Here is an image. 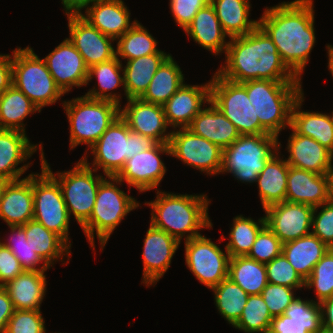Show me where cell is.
Instances as JSON below:
<instances>
[{"mask_svg": "<svg viewBox=\"0 0 333 333\" xmlns=\"http://www.w3.org/2000/svg\"><path fill=\"white\" fill-rule=\"evenodd\" d=\"M313 0H294L266 7L258 26L277 47L286 66L302 80L316 42Z\"/></svg>", "mask_w": 333, "mask_h": 333, "instance_id": "obj_1", "label": "cell"}, {"mask_svg": "<svg viewBox=\"0 0 333 333\" xmlns=\"http://www.w3.org/2000/svg\"><path fill=\"white\" fill-rule=\"evenodd\" d=\"M225 64L217 73L231 82L249 80L301 81L282 61L277 47L257 26L243 36L229 38Z\"/></svg>", "mask_w": 333, "mask_h": 333, "instance_id": "obj_2", "label": "cell"}, {"mask_svg": "<svg viewBox=\"0 0 333 333\" xmlns=\"http://www.w3.org/2000/svg\"><path fill=\"white\" fill-rule=\"evenodd\" d=\"M157 196L145 202L152 209L150 224L165 231L181 243L198 237V230L212 228L208 216L210 200L207 195L166 193L157 189ZM187 233V234H186Z\"/></svg>", "mask_w": 333, "mask_h": 333, "instance_id": "obj_3", "label": "cell"}, {"mask_svg": "<svg viewBox=\"0 0 333 333\" xmlns=\"http://www.w3.org/2000/svg\"><path fill=\"white\" fill-rule=\"evenodd\" d=\"M301 81L249 80L240 83L254 106L260 125L279 137L290 127L294 102L303 94Z\"/></svg>", "mask_w": 333, "mask_h": 333, "instance_id": "obj_4", "label": "cell"}, {"mask_svg": "<svg viewBox=\"0 0 333 333\" xmlns=\"http://www.w3.org/2000/svg\"><path fill=\"white\" fill-rule=\"evenodd\" d=\"M107 178L101 181L91 216L81 227L93 250L95 235L99 239L100 250H103L124 217L126 218L130 211L141 205L135 198L118 188L117 184L121 185L122 182L116 176H107Z\"/></svg>", "mask_w": 333, "mask_h": 333, "instance_id": "obj_5", "label": "cell"}, {"mask_svg": "<svg viewBox=\"0 0 333 333\" xmlns=\"http://www.w3.org/2000/svg\"><path fill=\"white\" fill-rule=\"evenodd\" d=\"M156 143L151 137L129 129L119 116L90 147L91 154L94 155L90 168L95 171L102 168L106 177L116 176L127 159L152 148Z\"/></svg>", "mask_w": 333, "mask_h": 333, "instance_id": "obj_6", "label": "cell"}, {"mask_svg": "<svg viewBox=\"0 0 333 333\" xmlns=\"http://www.w3.org/2000/svg\"><path fill=\"white\" fill-rule=\"evenodd\" d=\"M70 126V149L86 144L92 147L107 128L120 116V106L86 96L62 103Z\"/></svg>", "mask_w": 333, "mask_h": 333, "instance_id": "obj_7", "label": "cell"}, {"mask_svg": "<svg viewBox=\"0 0 333 333\" xmlns=\"http://www.w3.org/2000/svg\"><path fill=\"white\" fill-rule=\"evenodd\" d=\"M272 134L240 135L223 149L220 173H231L243 183H256L258 174L280 150L281 143Z\"/></svg>", "mask_w": 333, "mask_h": 333, "instance_id": "obj_8", "label": "cell"}, {"mask_svg": "<svg viewBox=\"0 0 333 333\" xmlns=\"http://www.w3.org/2000/svg\"><path fill=\"white\" fill-rule=\"evenodd\" d=\"M12 85L40 110L61 99L64 93L56 85L45 60L33 48H16L12 53Z\"/></svg>", "mask_w": 333, "mask_h": 333, "instance_id": "obj_9", "label": "cell"}, {"mask_svg": "<svg viewBox=\"0 0 333 333\" xmlns=\"http://www.w3.org/2000/svg\"><path fill=\"white\" fill-rule=\"evenodd\" d=\"M87 157L84 154L73 169L57 174H53L44 156L41 159V166L58 182L61 188L69 216L73 214L81 227L91 216L99 185L105 178L93 174L97 171L90 168L91 163L88 162Z\"/></svg>", "mask_w": 333, "mask_h": 333, "instance_id": "obj_10", "label": "cell"}, {"mask_svg": "<svg viewBox=\"0 0 333 333\" xmlns=\"http://www.w3.org/2000/svg\"><path fill=\"white\" fill-rule=\"evenodd\" d=\"M210 100L236 127L240 135L269 134L259 122L246 89L221 77L217 72L210 80Z\"/></svg>", "mask_w": 333, "mask_h": 333, "instance_id": "obj_11", "label": "cell"}, {"mask_svg": "<svg viewBox=\"0 0 333 333\" xmlns=\"http://www.w3.org/2000/svg\"><path fill=\"white\" fill-rule=\"evenodd\" d=\"M34 196L33 219L59 235L70 247V216L58 182L41 166V173L32 172ZM69 239V240H68Z\"/></svg>", "mask_w": 333, "mask_h": 333, "instance_id": "obj_12", "label": "cell"}, {"mask_svg": "<svg viewBox=\"0 0 333 333\" xmlns=\"http://www.w3.org/2000/svg\"><path fill=\"white\" fill-rule=\"evenodd\" d=\"M229 260L228 251L223 252L205 235L185 241L187 268L210 289L228 277Z\"/></svg>", "mask_w": 333, "mask_h": 333, "instance_id": "obj_13", "label": "cell"}, {"mask_svg": "<svg viewBox=\"0 0 333 333\" xmlns=\"http://www.w3.org/2000/svg\"><path fill=\"white\" fill-rule=\"evenodd\" d=\"M176 130V131H175ZM172 131L170 155L208 175L220 174L223 150L188 128Z\"/></svg>", "mask_w": 333, "mask_h": 333, "instance_id": "obj_14", "label": "cell"}, {"mask_svg": "<svg viewBox=\"0 0 333 333\" xmlns=\"http://www.w3.org/2000/svg\"><path fill=\"white\" fill-rule=\"evenodd\" d=\"M161 153L170 155L169 143H156L152 148L127 159L116 177L139 192L157 188L167 171L160 158Z\"/></svg>", "mask_w": 333, "mask_h": 333, "instance_id": "obj_15", "label": "cell"}, {"mask_svg": "<svg viewBox=\"0 0 333 333\" xmlns=\"http://www.w3.org/2000/svg\"><path fill=\"white\" fill-rule=\"evenodd\" d=\"M264 211L266 225L282 244L311 233L314 211L312 206L285 200L267 207Z\"/></svg>", "mask_w": 333, "mask_h": 333, "instance_id": "obj_16", "label": "cell"}, {"mask_svg": "<svg viewBox=\"0 0 333 333\" xmlns=\"http://www.w3.org/2000/svg\"><path fill=\"white\" fill-rule=\"evenodd\" d=\"M67 19L70 34L68 39L88 68L116 57V49L112 44L115 39L101 33L81 15H67Z\"/></svg>", "mask_w": 333, "mask_h": 333, "instance_id": "obj_17", "label": "cell"}, {"mask_svg": "<svg viewBox=\"0 0 333 333\" xmlns=\"http://www.w3.org/2000/svg\"><path fill=\"white\" fill-rule=\"evenodd\" d=\"M56 85L66 94L75 87L87 84L88 67L83 57L69 41L64 39L44 58Z\"/></svg>", "mask_w": 333, "mask_h": 333, "instance_id": "obj_18", "label": "cell"}, {"mask_svg": "<svg viewBox=\"0 0 333 333\" xmlns=\"http://www.w3.org/2000/svg\"><path fill=\"white\" fill-rule=\"evenodd\" d=\"M143 243L142 283L149 287L156 284L169 269L180 242L150 224Z\"/></svg>", "mask_w": 333, "mask_h": 333, "instance_id": "obj_19", "label": "cell"}, {"mask_svg": "<svg viewBox=\"0 0 333 333\" xmlns=\"http://www.w3.org/2000/svg\"><path fill=\"white\" fill-rule=\"evenodd\" d=\"M120 117L129 129L151 137L157 143H169L172 131L169 128L163 105L147 103L140 98H129L124 108H120Z\"/></svg>", "mask_w": 333, "mask_h": 333, "instance_id": "obj_20", "label": "cell"}, {"mask_svg": "<svg viewBox=\"0 0 333 333\" xmlns=\"http://www.w3.org/2000/svg\"><path fill=\"white\" fill-rule=\"evenodd\" d=\"M38 148L42 159V144H31L26 133L21 131L0 129V177L9 181L20 180L31 163L18 165L29 159Z\"/></svg>", "mask_w": 333, "mask_h": 333, "instance_id": "obj_21", "label": "cell"}, {"mask_svg": "<svg viewBox=\"0 0 333 333\" xmlns=\"http://www.w3.org/2000/svg\"><path fill=\"white\" fill-rule=\"evenodd\" d=\"M332 199L330 174L289 166L286 201L318 207Z\"/></svg>", "mask_w": 333, "mask_h": 333, "instance_id": "obj_22", "label": "cell"}, {"mask_svg": "<svg viewBox=\"0 0 333 333\" xmlns=\"http://www.w3.org/2000/svg\"><path fill=\"white\" fill-rule=\"evenodd\" d=\"M210 102V81L205 84H183L163 105L169 127L188 128L193 118Z\"/></svg>", "mask_w": 333, "mask_h": 333, "instance_id": "obj_23", "label": "cell"}, {"mask_svg": "<svg viewBox=\"0 0 333 333\" xmlns=\"http://www.w3.org/2000/svg\"><path fill=\"white\" fill-rule=\"evenodd\" d=\"M85 9V14L80 15L101 33L115 40L137 22L130 23V11L123 0H91Z\"/></svg>", "mask_w": 333, "mask_h": 333, "instance_id": "obj_24", "label": "cell"}, {"mask_svg": "<svg viewBox=\"0 0 333 333\" xmlns=\"http://www.w3.org/2000/svg\"><path fill=\"white\" fill-rule=\"evenodd\" d=\"M321 328L319 303L295 297L282 315L273 317L268 333H315Z\"/></svg>", "mask_w": 333, "mask_h": 333, "instance_id": "obj_25", "label": "cell"}, {"mask_svg": "<svg viewBox=\"0 0 333 333\" xmlns=\"http://www.w3.org/2000/svg\"><path fill=\"white\" fill-rule=\"evenodd\" d=\"M285 159L289 166L317 174H330L333 167V154L311 137L297 134L292 130Z\"/></svg>", "mask_w": 333, "mask_h": 333, "instance_id": "obj_26", "label": "cell"}, {"mask_svg": "<svg viewBox=\"0 0 333 333\" xmlns=\"http://www.w3.org/2000/svg\"><path fill=\"white\" fill-rule=\"evenodd\" d=\"M34 196L32 173L16 181H10L0 199V218L8 226H22L33 219Z\"/></svg>", "mask_w": 333, "mask_h": 333, "instance_id": "obj_27", "label": "cell"}, {"mask_svg": "<svg viewBox=\"0 0 333 333\" xmlns=\"http://www.w3.org/2000/svg\"><path fill=\"white\" fill-rule=\"evenodd\" d=\"M192 120L188 129L194 134L218 145L222 150L229 147L240 136L233 123L211 100Z\"/></svg>", "mask_w": 333, "mask_h": 333, "instance_id": "obj_28", "label": "cell"}, {"mask_svg": "<svg viewBox=\"0 0 333 333\" xmlns=\"http://www.w3.org/2000/svg\"><path fill=\"white\" fill-rule=\"evenodd\" d=\"M303 101L304 93L293 104L289 128L313 138L333 154V115L302 111Z\"/></svg>", "mask_w": 333, "mask_h": 333, "instance_id": "obj_29", "label": "cell"}, {"mask_svg": "<svg viewBox=\"0 0 333 333\" xmlns=\"http://www.w3.org/2000/svg\"><path fill=\"white\" fill-rule=\"evenodd\" d=\"M184 31L194 42L212 52L213 55L226 53L229 41L227 42L225 38L228 35L224 32L215 9L210 3L197 12Z\"/></svg>", "mask_w": 333, "mask_h": 333, "instance_id": "obj_30", "label": "cell"}, {"mask_svg": "<svg viewBox=\"0 0 333 333\" xmlns=\"http://www.w3.org/2000/svg\"><path fill=\"white\" fill-rule=\"evenodd\" d=\"M45 272L25 270L3 286L15 310H41L47 289Z\"/></svg>", "mask_w": 333, "mask_h": 333, "instance_id": "obj_31", "label": "cell"}, {"mask_svg": "<svg viewBox=\"0 0 333 333\" xmlns=\"http://www.w3.org/2000/svg\"><path fill=\"white\" fill-rule=\"evenodd\" d=\"M328 249L329 247L312 233L282 244V253L304 281Z\"/></svg>", "mask_w": 333, "mask_h": 333, "instance_id": "obj_32", "label": "cell"}, {"mask_svg": "<svg viewBox=\"0 0 333 333\" xmlns=\"http://www.w3.org/2000/svg\"><path fill=\"white\" fill-rule=\"evenodd\" d=\"M278 156L279 152L267 162L256 180L264 210L271 205L282 203L286 200L289 165L283 157L280 158Z\"/></svg>", "mask_w": 333, "mask_h": 333, "instance_id": "obj_33", "label": "cell"}, {"mask_svg": "<svg viewBox=\"0 0 333 333\" xmlns=\"http://www.w3.org/2000/svg\"><path fill=\"white\" fill-rule=\"evenodd\" d=\"M171 54H151L127 60L123 68L126 99L140 98L147 90L161 64Z\"/></svg>", "mask_w": 333, "mask_h": 333, "instance_id": "obj_34", "label": "cell"}, {"mask_svg": "<svg viewBox=\"0 0 333 333\" xmlns=\"http://www.w3.org/2000/svg\"><path fill=\"white\" fill-rule=\"evenodd\" d=\"M250 0H210L224 32L229 38L243 36L258 26L250 20Z\"/></svg>", "mask_w": 333, "mask_h": 333, "instance_id": "obj_35", "label": "cell"}, {"mask_svg": "<svg viewBox=\"0 0 333 333\" xmlns=\"http://www.w3.org/2000/svg\"><path fill=\"white\" fill-rule=\"evenodd\" d=\"M25 230L28 244L50 267L54 261H64L63 256L70 257V246L56 233L48 230L34 219L22 225Z\"/></svg>", "mask_w": 333, "mask_h": 333, "instance_id": "obj_36", "label": "cell"}, {"mask_svg": "<svg viewBox=\"0 0 333 333\" xmlns=\"http://www.w3.org/2000/svg\"><path fill=\"white\" fill-rule=\"evenodd\" d=\"M122 68V61L117 57L89 67L86 85H88L89 81L91 82L92 78L95 76L100 90L94 87L93 89H89L84 96L91 99L111 101L121 106V95L110 91L117 89L120 85L123 87V90H125L124 76L121 75V73L124 72Z\"/></svg>", "mask_w": 333, "mask_h": 333, "instance_id": "obj_37", "label": "cell"}, {"mask_svg": "<svg viewBox=\"0 0 333 333\" xmlns=\"http://www.w3.org/2000/svg\"><path fill=\"white\" fill-rule=\"evenodd\" d=\"M184 81L181 68L170 55L161 64L140 99L147 103L164 105Z\"/></svg>", "mask_w": 333, "mask_h": 333, "instance_id": "obj_38", "label": "cell"}, {"mask_svg": "<svg viewBox=\"0 0 333 333\" xmlns=\"http://www.w3.org/2000/svg\"><path fill=\"white\" fill-rule=\"evenodd\" d=\"M40 110L14 85L0 96V129L17 130L25 133L23 120Z\"/></svg>", "mask_w": 333, "mask_h": 333, "instance_id": "obj_39", "label": "cell"}, {"mask_svg": "<svg viewBox=\"0 0 333 333\" xmlns=\"http://www.w3.org/2000/svg\"><path fill=\"white\" fill-rule=\"evenodd\" d=\"M228 277L248 295H258L268 284L266 265L247 256L230 257Z\"/></svg>", "mask_w": 333, "mask_h": 333, "instance_id": "obj_40", "label": "cell"}, {"mask_svg": "<svg viewBox=\"0 0 333 333\" xmlns=\"http://www.w3.org/2000/svg\"><path fill=\"white\" fill-rule=\"evenodd\" d=\"M118 41V42H117ZM116 57L133 60L151 54H166L157 48V41L138 21L116 40Z\"/></svg>", "mask_w": 333, "mask_h": 333, "instance_id": "obj_41", "label": "cell"}, {"mask_svg": "<svg viewBox=\"0 0 333 333\" xmlns=\"http://www.w3.org/2000/svg\"><path fill=\"white\" fill-rule=\"evenodd\" d=\"M210 290L214 293L218 312L231 326H234L242 315L249 295L229 277Z\"/></svg>", "mask_w": 333, "mask_h": 333, "instance_id": "obj_42", "label": "cell"}, {"mask_svg": "<svg viewBox=\"0 0 333 333\" xmlns=\"http://www.w3.org/2000/svg\"><path fill=\"white\" fill-rule=\"evenodd\" d=\"M266 225L265 217L253 220L238 215L233 219L229 241L225 246L230 257L247 256L259 231Z\"/></svg>", "mask_w": 333, "mask_h": 333, "instance_id": "obj_43", "label": "cell"}, {"mask_svg": "<svg viewBox=\"0 0 333 333\" xmlns=\"http://www.w3.org/2000/svg\"><path fill=\"white\" fill-rule=\"evenodd\" d=\"M272 319L262 295H249L242 315L233 327L245 333H268Z\"/></svg>", "mask_w": 333, "mask_h": 333, "instance_id": "obj_44", "label": "cell"}, {"mask_svg": "<svg viewBox=\"0 0 333 333\" xmlns=\"http://www.w3.org/2000/svg\"><path fill=\"white\" fill-rule=\"evenodd\" d=\"M10 239L8 242H0L8 247L13 255L19 260L20 265L28 271H47L50 267L42 260V258L36 254L30 244H28L25 230L22 226H9ZM41 265V267L38 265Z\"/></svg>", "mask_w": 333, "mask_h": 333, "instance_id": "obj_45", "label": "cell"}, {"mask_svg": "<svg viewBox=\"0 0 333 333\" xmlns=\"http://www.w3.org/2000/svg\"><path fill=\"white\" fill-rule=\"evenodd\" d=\"M312 287L315 289L318 303L333 297V248L328 249L305 280V288Z\"/></svg>", "mask_w": 333, "mask_h": 333, "instance_id": "obj_46", "label": "cell"}, {"mask_svg": "<svg viewBox=\"0 0 333 333\" xmlns=\"http://www.w3.org/2000/svg\"><path fill=\"white\" fill-rule=\"evenodd\" d=\"M265 265L268 283L291 287L296 290L305 287V281L295 271L283 253Z\"/></svg>", "mask_w": 333, "mask_h": 333, "instance_id": "obj_47", "label": "cell"}, {"mask_svg": "<svg viewBox=\"0 0 333 333\" xmlns=\"http://www.w3.org/2000/svg\"><path fill=\"white\" fill-rule=\"evenodd\" d=\"M282 253L280 239L265 225L258 233L247 257L266 264Z\"/></svg>", "mask_w": 333, "mask_h": 333, "instance_id": "obj_48", "label": "cell"}, {"mask_svg": "<svg viewBox=\"0 0 333 333\" xmlns=\"http://www.w3.org/2000/svg\"><path fill=\"white\" fill-rule=\"evenodd\" d=\"M5 333H46L41 310H15Z\"/></svg>", "mask_w": 333, "mask_h": 333, "instance_id": "obj_49", "label": "cell"}, {"mask_svg": "<svg viewBox=\"0 0 333 333\" xmlns=\"http://www.w3.org/2000/svg\"><path fill=\"white\" fill-rule=\"evenodd\" d=\"M311 233L327 247L333 248V199L314 208Z\"/></svg>", "mask_w": 333, "mask_h": 333, "instance_id": "obj_50", "label": "cell"}, {"mask_svg": "<svg viewBox=\"0 0 333 333\" xmlns=\"http://www.w3.org/2000/svg\"><path fill=\"white\" fill-rule=\"evenodd\" d=\"M294 288L268 283L262 290V297L273 317L280 316L296 297Z\"/></svg>", "mask_w": 333, "mask_h": 333, "instance_id": "obj_51", "label": "cell"}, {"mask_svg": "<svg viewBox=\"0 0 333 333\" xmlns=\"http://www.w3.org/2000/svg\"><path fill=\"white\" fill-rule=\"evenodd\" d=\"M170 11L175 22L183 30L192 22L197 12L207 6L210 0H169Z\"/></svg>", "mask_w": 333, "mask_h": 333, "instance_id": "obj_52", "label": "cell"}, {"mask_svg": "<svg viewBox=\"0 0 333 333\" xmlns=\"http://www.w3.org/2000/svg\"><path fill=\"white\" fill-rule=\"evenodd\" d=\"M24 271L11 250L0 242V286H4Z\"/></svg>", "mask_w": 333, "mask_h": 333, "instance_id": "obj_53", "label": "cell"}, {"mask_svg": "<svg viewBox=\"0 0 333 333\" xmlns=\"http://www.w3.org/2000/svg\"><path fill=\"white\" fill-rule=\"evenodd\" d=\"M15 311L13 303L8 292L3 286H0V333H5L8 320Z\"/></svg>", "mask_w": 333, "mask_h": 333, "instance_id": "obj_54", "label": "cell"}, {"mask_svg": "<svg viewBox=\"0 0 333 333\" xmlns=\"http://www.w3.org/2000/svg\"><path fill=\"white\" fill-rule=\"evenodd\" d=\"M12 85V56L0 54V96Z\"/></svg>", "mask_w": 333, "mask_h": 333, "instance_id": "obj_55", "label": "cell"}, {"mask_svg": "<svg viewBox=\"0 0 333 333\" xmlns=\"http://www.w3.org/2000/svg\"><path fill=\"white\" fill-rule=\"evenodd\" d=\"M321 309L322 328L333 331V297L319 303Z\"/></svg>", "mask_w": 333, "mask_h": 333, "instance_id": "obj_56", "label": "cell"}, {"mask_svg": "<svg viewBox=\"0 0 333 333\" xmlns=\"http://www.w3.org/2000/svg\"><path fill=\"white\" fill-rule=\"evenodd\" d=\"M66 16L67 15H80L81 9L83 10L91 0H61Z\"/></svg>", "mask_w": 333, "mask_h": 333, "instance_id": "obj_57", "label": "cell"}, {"mask_svg": "<svg viewBox=\"0 0 333 333\" xmlns=\"http://www.w3.org/2000/svg\"><path fill=\"white\" fill-rule=\"evenodd\" d=\"M327 53H328V70L330 71L332 77H333V46L327 45Z\"/></svg>", "mask_w": 333, "mask_h": 333, "instance_id": "obj_58", "label": "cell"}, {"mask_svg": "<svg viewBox=\"0 0 333 333\" xmlns=\"http://www.w3.org/2000/svg\"><path fill=\"white\" fill-rule=\"evenodd\" d=\"M9 182H10L9 180L0 177V199L2 198L3 192Z\"/></svg>", "mask_w": 333, "mask_h": 333, "instance_id": "obj_59", "label": "cell"}, {"mask_svg": "<svg viewBox=\"0 0 333 333\" xmlns=\"http://www.w3.org/2000/svg\"><path fill=\"white\" fill-rule=\"evenodd\" d=\"M330 179H331V197L333 199V167L330 171Z\"/></svg>", "mask_w": 333, "mask_h": 333, "instance_id": "obj_60", "label": "cell"}, {"mask_svg": "<svg viewBox=\"0 0 333 333\" xmlns=\"http://www.w3.org/2000/svg\"><path fill=\"white\" fill-rule=\"evenodd\" d=\"M315 333H333V331L325 329V328H321L320 330H318Z\"/></svg>", "mask_w": 333, "mask_h": 333, "instance_id": "obj_61", "label": "cell"}]
</instances>
